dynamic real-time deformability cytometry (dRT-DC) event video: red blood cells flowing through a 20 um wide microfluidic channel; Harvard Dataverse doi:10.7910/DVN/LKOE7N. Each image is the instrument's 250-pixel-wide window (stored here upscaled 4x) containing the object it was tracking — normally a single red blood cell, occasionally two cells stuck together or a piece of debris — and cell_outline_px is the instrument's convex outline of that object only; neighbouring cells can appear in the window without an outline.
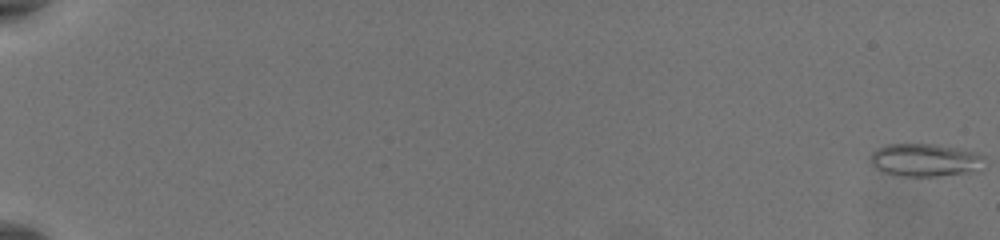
{"species": "common noctule bat (a hibernating species)", "species_latin": "Nyctalus noctula", "temperature_condition": "warm", "stored_images_in_passage": 57, "camera_frame_rate_fps": 3000, "um_per_image_px": 0.085, "animal": {"sex": "female", "body_mass_g": 19.5, "forearm_length_mm": 54.1}, "frame": {"image": 1, "passage_image": 1, "time_ms": 0.0, "image_size_px": [1000, 240], "cell_outline_px": [[984, 156], [980, 172], [936, 176], [892, 176], [880, 172], [872, 164], [868, 156], [876, 148], [888, 144], [936, 144], [976, 152]], "centroid_in_image_um": [78.6, 13.62], "position_along_channel_um": 6.4, "area_um2": 22.37}}
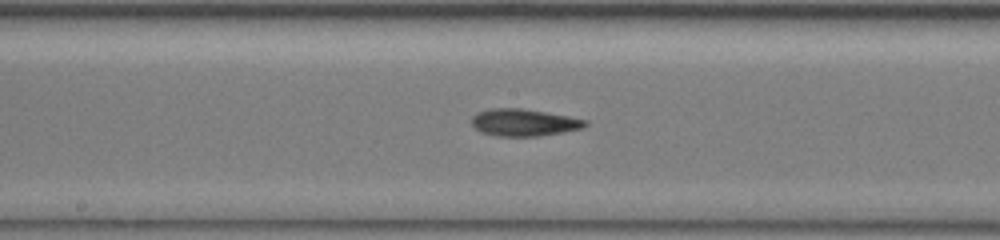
{"frame": {"image": 2, "passage_image": 34, "time_ms": 11.0, "image_size_px": [1000, 240], "cell_outline_px": [[588, 124], [584, 128], [564, 132], [540, 136], [496, 136], [480, 132], [472, 124], [472, 116], [476, 112], [492, 108], [520, 108], [568, 116], [588, 120]], "centroid_in_image_um": [44.54, 10.42], "position_along_channel_um": 203.7, "area_um2": 18.03}}
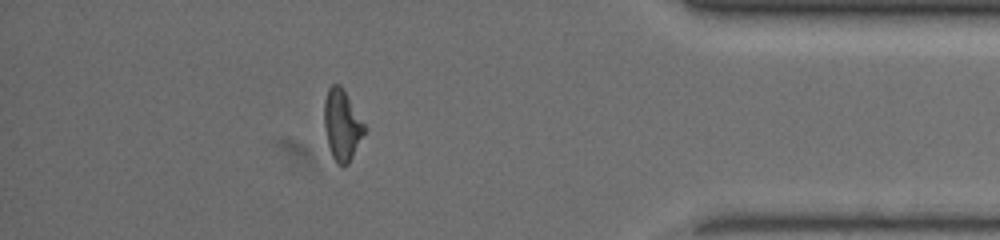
{"frame": {"image": 3, "passage_image": 51, "time_ms": 16.667, "image_size_px": [1000, 240], "cell_outline_px": [[368, 128], [348, 164], [344, 168], [336, 164], [332, 156], [328, 144], [324, 124], [324, 100], [328, 88], [332, 84], [340, 84], [344, 88]], "centroid_in_image_um": [29.09, 10.61], "position_along_channel_um": 406.1, "area_um2": 17.05}, "authors_computed_cell_mechanics": {"area_um2": 17.629, "velocity_mm_per_s": 3.8536, "shape_relaxation_time_tau1_ms": null, "shape_relaxation_time_tau2_ms": 2.6023, "deformation_change_tau1": null, "deformation_change_tau2": 0.0934}}